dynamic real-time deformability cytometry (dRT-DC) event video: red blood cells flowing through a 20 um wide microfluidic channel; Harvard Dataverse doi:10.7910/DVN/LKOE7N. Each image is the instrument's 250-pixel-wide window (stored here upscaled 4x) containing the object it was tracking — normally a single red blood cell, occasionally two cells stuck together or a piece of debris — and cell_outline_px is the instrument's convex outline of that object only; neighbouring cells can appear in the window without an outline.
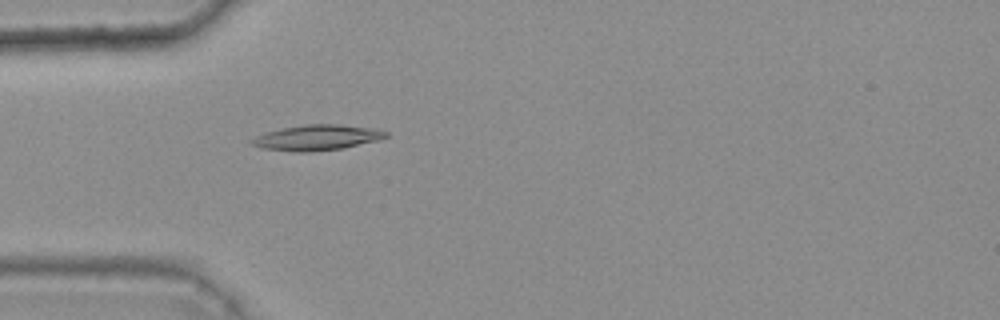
{"species": "common noctule bat (a hibernating species)", "species_latin": "Nyctalus noctula", "temperature_condition": "warm", "stored_images_in_passage": 49, "camera_frame_rate_fps": 3000, "um_per_image_px": 0.085, "animal": {"sex": "female", "body_mass_g": 25.1}, "frame": {"image": 1, "passage_image": 16, "time_ms": 5.0, "image_size_px": [1000, 320], "cell_outline_px": [[388, 136], [380, 140], [344, 148], [312, 152], [292, 152], [260, 148], [252, 144], [248, 140], [256, 136], [268, 132], [284, 128], [304, 124], [340, 124], [376, 128], [388, 132]], "centroid_in_image_um": [26.98, 11.7], "position_along_channel_um": 58.0, "area_um2": 20.17}}
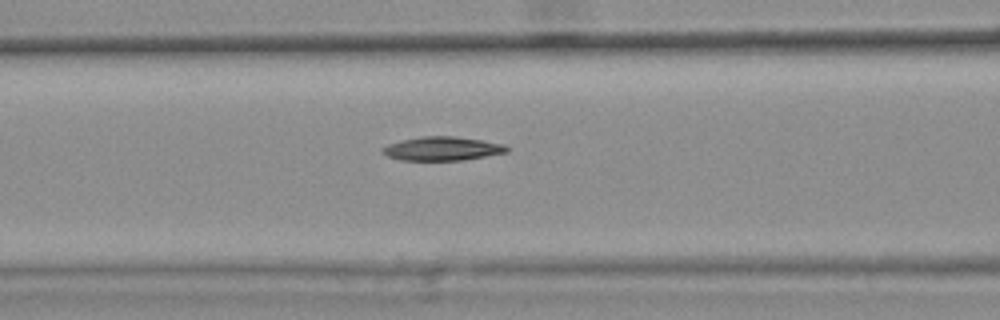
{"frame": {"image": 2, "passage_image": 22, "time_ms": 7.0, "image_size_px": [1000, 320], "cell_outline_px": [[508, 152], [464, 160], [400, 160], [388, 156], [380, 152], [380, 148], [388, 144], [400, 140], [420, 136], [456, 136], [504, 144], [508, 148]], "centroid_in_image_um": [37.55, 12.63], "position_along_channel_um": 129.1, "area_um2": 17.34}}
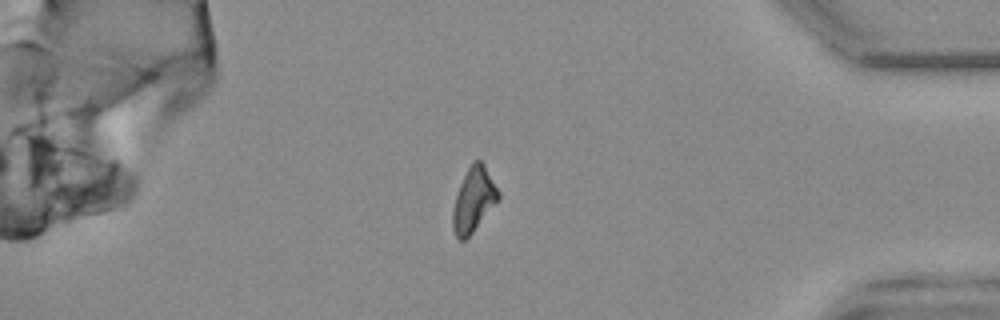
{"frame": {"image": 3, "passage_image": 46, "time_ms": 15.0, "image_size_px": [1000, 320], "cell_outline_px": [[500, 196], [472, 232], [464, 240], [460, 240], [456, 236], [452, 228], [452, 208], [460, 184], [472, 160], [480, 160], [484, 164], [500, 192]], "centroid_in_image_um": [40.23, 16.95], "position_along_channel_um": 395.0, "area_um2": 16.7}}